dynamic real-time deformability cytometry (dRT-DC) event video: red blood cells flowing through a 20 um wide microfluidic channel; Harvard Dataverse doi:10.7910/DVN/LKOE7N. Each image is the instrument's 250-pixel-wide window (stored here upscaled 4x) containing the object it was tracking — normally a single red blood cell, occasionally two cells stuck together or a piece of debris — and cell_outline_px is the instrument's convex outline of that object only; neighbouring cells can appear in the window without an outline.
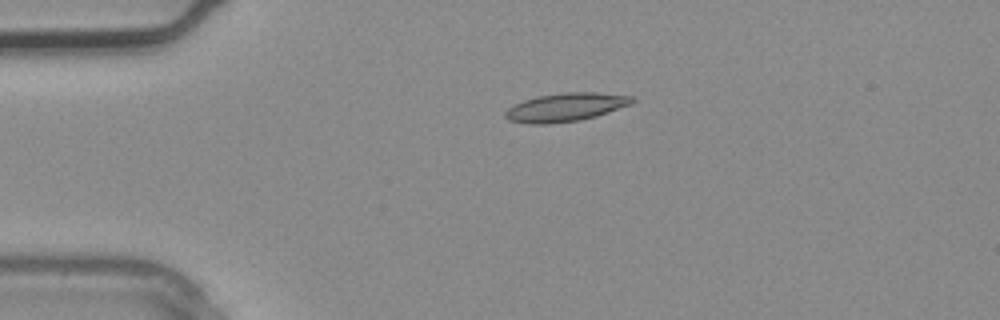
{"species": "common noctule bat (a hibernating species)", "species_latin": "Nyctalus noctula", "temperature_condition": "warm", "stored_images_in_passage": 2, "camera_frame_rate_fps": 3000, "um_per_image_px": 0.085, "animal": {"sex": "male", "body_mass_g": 20.4}, "frame": {"image": 1, "passage_image": 2, "time_ms": 0.333, "image_size_px": [1000, 320], "cell_outline_px": [[636, 100], [632, 104], [596, 116], [580, 120], [548, 124], [528, 124], [508, 120], [504, 116], [504, 112], [512, 104], [536, 96], [564, 92], [596, 92], [632, 96]], "centroid_in_image_um": [48.05, 9.11], "position_along_channel_um": 36.9, "area_um2": 21.21}}